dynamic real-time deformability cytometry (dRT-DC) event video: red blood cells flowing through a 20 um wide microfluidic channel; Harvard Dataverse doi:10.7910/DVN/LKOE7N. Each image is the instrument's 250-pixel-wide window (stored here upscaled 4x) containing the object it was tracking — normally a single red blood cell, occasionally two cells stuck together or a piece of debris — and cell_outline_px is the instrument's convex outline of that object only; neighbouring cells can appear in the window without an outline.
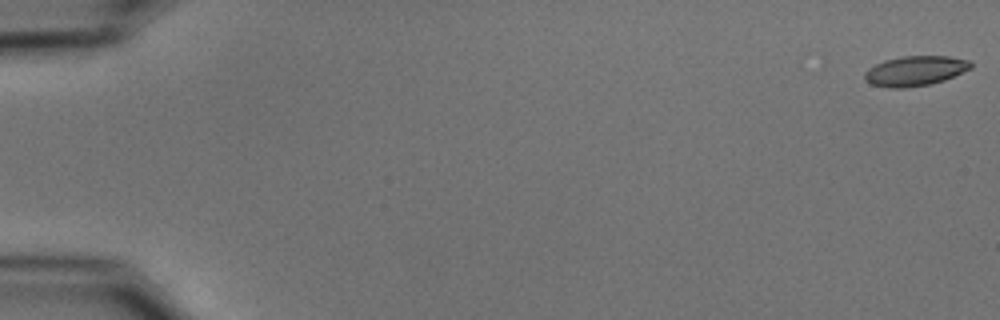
{"species": "common noctule bat (a hibernating species)", "species_latin": "Nyctalus noctula", "temperature_condition": "cold", "stored_images_in_passage": 54, "camera_frame_rate_fps": 3000, "um_per_image_px": 0.085, "animal": {"sex": "male", "body_mass_g": 15.6}, "frame": {"image": 1, "passage_image": 1, "time_ms": 0.0, "image_size_px": [1000, 320], "cell_outline_px": [[972, 68], [944, 80], [928, 84], [904, 88], [888, 88], [872, 84], [864, 80], [864, 72], [868, 68], [884, 60], [900, 56], [948, 56], [972, 60]], "centroid_in_image_um": [77.78, 6.01], "position_along_channel_um": 7.2, "area_um2": 18.61}}
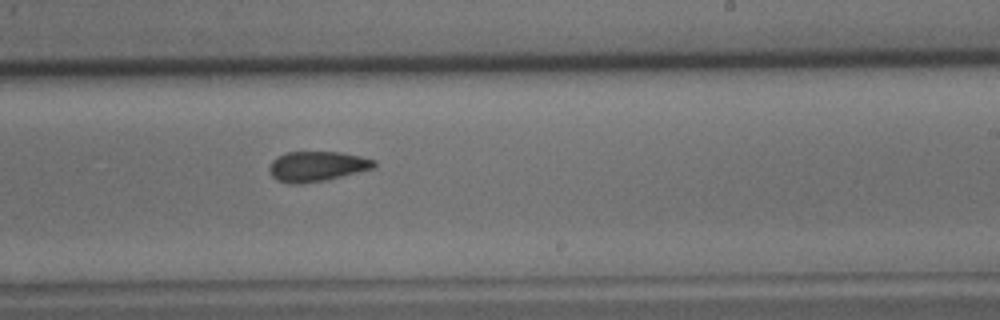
{"frame": {"image": 2, "passage_image": 34, "time_ms": 11.0, "image_size_px": [1000, 320], "cell_outline_px": [[376, 168], [324, 180], [296, 184], [288, 184], [276, 180], [268, 172], [268, 168], [272, 160], [276, 156], [284, 152], [340, 152], [360, 156], [376, 160]], "centroid_in_image_um": [26.91, 14.13], "position_along_channel_um": 262.1, "area_um2": 18.55}}
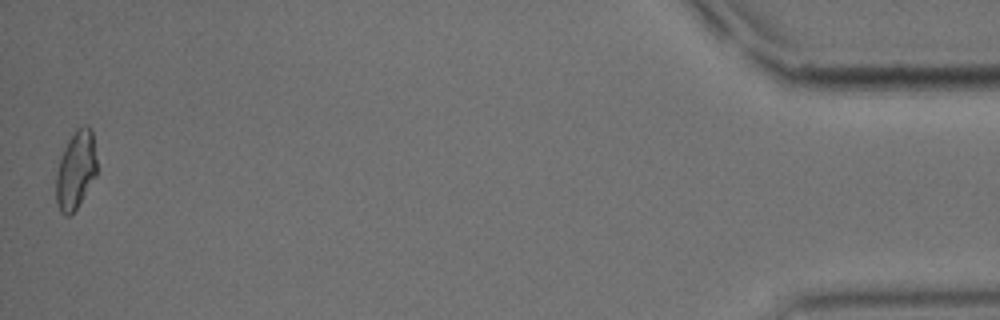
{"frame": {"image": 3, "passage_image": 54, "time_ms": 17.667, "image_size_px": [1000, 320], "cell_outline_px": [[96, 176], [76, 208], [68, 216], [64, 216], [60, 212], [56, 200], [56, 172], [64, 148], [68, 140], [76, 128], [84, 124], [92, 128], [96, 160]], "centroid_in_image_um": [6.44, 14.43], "position_along_channel_um": 428.8, "area_um2": 18.5}, "authors_computed_cell_mechanics": {"area_um2": 18.785, "velocity_mm_per_s": 3.7547, "shape_relaxation_time_tau1_ms": 8.1863, "shape_relaxation_time_tau2_ms": 3.4432, "deformation_change_tau1": 0.1555, "deformation_change_tau2": 0.0893}}